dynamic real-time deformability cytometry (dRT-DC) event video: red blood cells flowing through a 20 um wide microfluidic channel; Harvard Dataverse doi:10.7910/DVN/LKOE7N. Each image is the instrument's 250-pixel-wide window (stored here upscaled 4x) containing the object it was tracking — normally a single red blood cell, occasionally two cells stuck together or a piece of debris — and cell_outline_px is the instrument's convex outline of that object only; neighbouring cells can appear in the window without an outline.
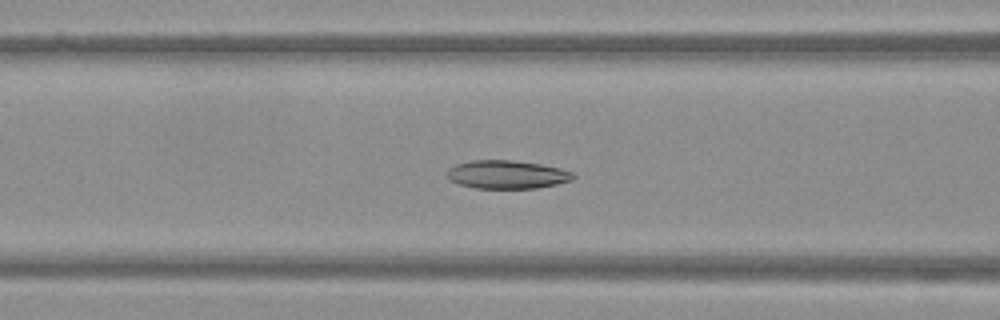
{"species": "Egyptian fruit bat (a non-hibernating species)", "species_latin": "Rousettus aegyptiacus", "temperature_condition": "warm", "stored_images_in_passage": 44, "camera_frame_rate_fps": 3000, "um_per_image_px": 0.085, "frame": {"image": 1, "passage_image": 14, "time_ms": 4.333, "image_size_px": [1000, 320], "cell_outline_px": [[576, 176], [572, 180], [556, 184], [536, 188], [476, 188], [460, 184], [448, 180], [444, 172], [448, 168], [456, 164], [472, 160], [512, 160], [540, 164], [560, 168], [572, 172]], "centroid_in_image_um": [43.05, 14.83], "position_along_channel_um": 123.6, "area_um2": 20.92}}
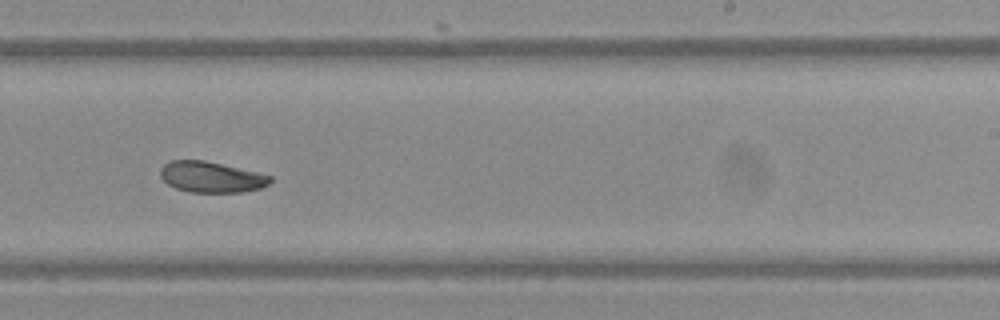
{"frame": {"image": 2, "passage_image": 25, "time_ms": 8.0, "image_size_px": [1000, 320], "cell_outline_px": [[272, 180], [268, 184], [260, 188], [240, 192], [192, 192], [176, 188], [168, 184], [160, 176], [160, 168], [164, 164], [172, 160], [204, 160], [256, 172], [272, 176]], "centroid_in_image_um": [17.93, 15.04], "position_along_channel_um": 271.1, "area_um2": 19.54}}
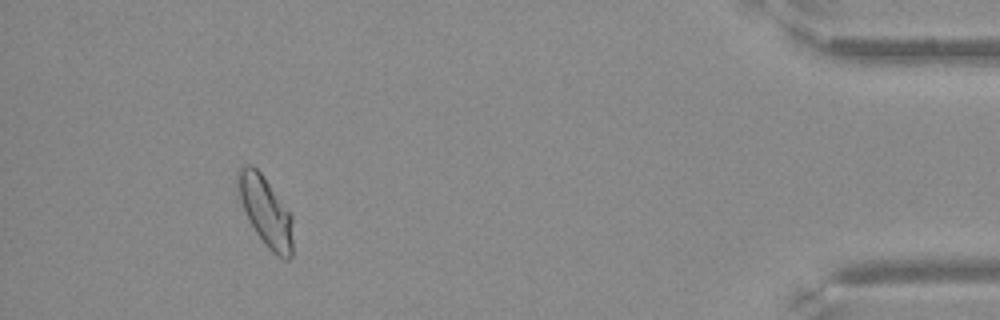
{"frame": {"image": 3, "passage_image": 40, "time_ms": 13.0, "image_size_px": [1000, 320], "cell_outline_px": [[292, 256], [288, 260], [284, 260], [272, 252], [268, 248], [256, 232], [248, 220], [240, 200], [236, 188], [236, 172], [240, 164], [252, 164], [264, 176], [292, 216]], "centroid_in_image_um": [22.54, 17.91], "position_along_channel_um": 412.7, "area_um2": 22.54}}